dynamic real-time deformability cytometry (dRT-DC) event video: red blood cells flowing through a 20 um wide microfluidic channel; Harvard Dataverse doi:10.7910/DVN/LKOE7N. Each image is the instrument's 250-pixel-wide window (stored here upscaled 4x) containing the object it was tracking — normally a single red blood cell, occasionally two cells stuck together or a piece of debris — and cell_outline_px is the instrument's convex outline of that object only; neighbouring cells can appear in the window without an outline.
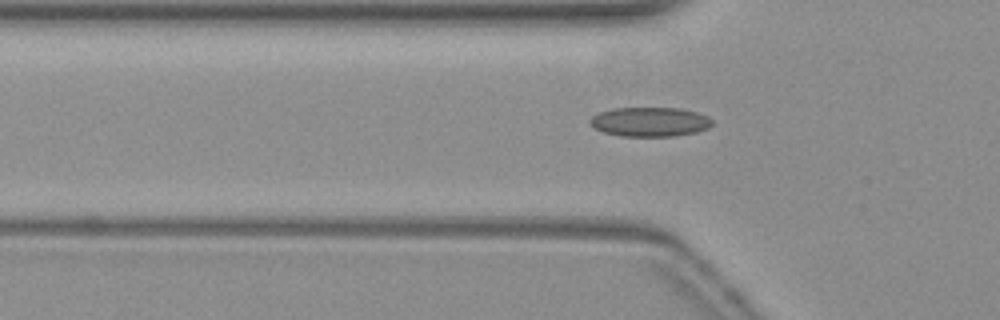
{"species": "common noctule bat (a hibernating species)", "species_latin": "Nyctalus noctula", "temperature_condition": "warm", "stored_images_in_passage": 43, "camera_frame_rate_fps": 3000, "um_per_image_px": 0.085, "animal": {"sex": "female", "body_mass_g": 19.3, "forearm_length_mm": 54.1}, "frame": {"image": 1, "passage_image": 13, "time_ms": 4.0, "image_size_px": [1000, 320], "cell_outline_px": [[712, 124], [708, 128], [696, 132], [676, 136], [620, 136], [604, 132], [596, 128], [588, 120], [592, 116], [600, 112], [612, 108], [680, 108], [696, 112], [708, 116], [712, 120]], "centroid_in_image_um": [55.26, 10.35], "position_along_channel_um": 70.5, "area_um2": 20.87}}
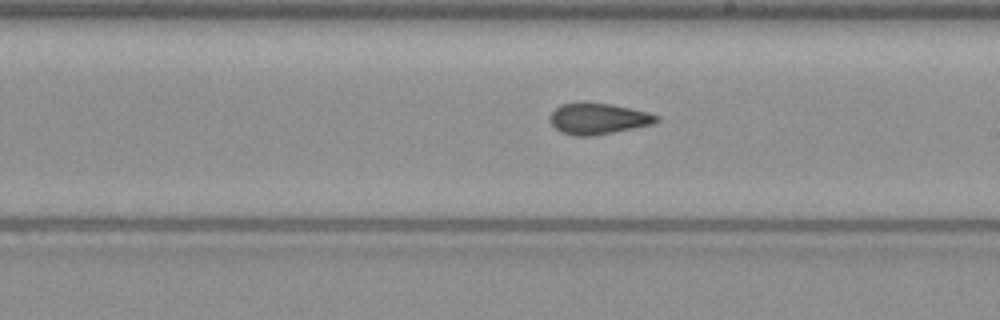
{"frame": {"image": 2, "passage_image": 26, "time_ms": 8.333, "image_size_px": [1000, 320], "cell_outline_px": [[660, 120], [652, 124], [592, 136], [576, 136], [560, 132], [552, 124], [552, 112], [560, 104], [580, 100], [588, 100], [612, 104], [648, 112], [660, 116]], "centroid_in_image_um": [50.84, 10.04], "position_along_channel_um": 238.2, "area_um2": 19.59}}
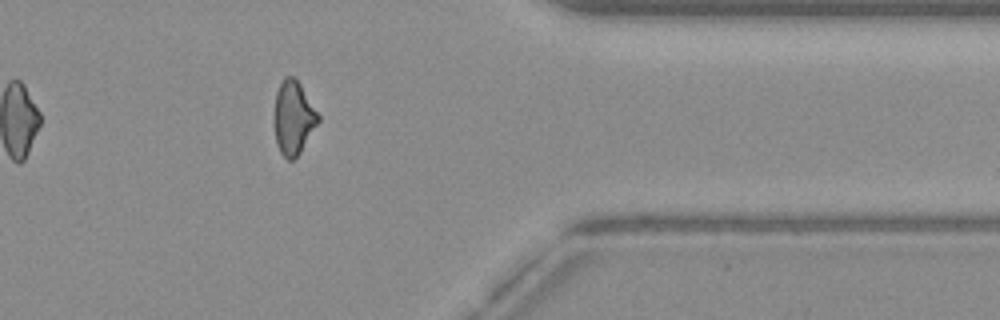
{"frame": {"image": 3, "passage_image": 39, "time_ms": 12.667, "image_size_px": [1000, 320], "cell_outline_px": [[320, 120], [300, 152], [292, 160], [288, 160], [280, 152], [276, 144], [272, 124], [272, 120], [276, 92], [284, 76], [296, 76], [320, 116]], "centroid_in_image_um": [24.9, 9.98], "position_along_channel_um": 386.5, "area_um2": 19.31}}